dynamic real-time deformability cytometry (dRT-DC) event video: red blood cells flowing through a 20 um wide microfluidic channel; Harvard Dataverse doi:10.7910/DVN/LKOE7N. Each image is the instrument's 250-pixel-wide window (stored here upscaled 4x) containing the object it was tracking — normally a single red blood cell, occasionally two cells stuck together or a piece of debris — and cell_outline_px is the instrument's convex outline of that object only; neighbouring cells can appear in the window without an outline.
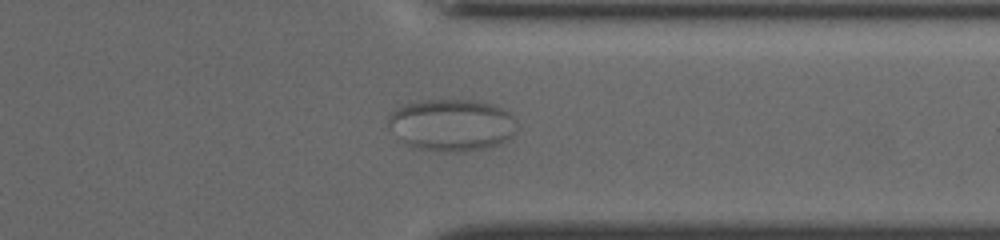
{"species": "common noctule bat (a hibernating species)", "species_latin": "Nyctalus noctula", "temperature_condition": "cold", "stored_images_in_passage": 41, "segment_of_instrument_passage": [2, 2], "camera_frame_rate_fps": 3000, "um_per_image_px": 0.085, "animal": {"sex": "female", "body_mass_g": 19.5, "forearm_length_mm": 54.1}, "frame": {"image": 1, "passage_image": 30, "time_ms": 9.667, "image_size_px": [1000, 240], "cell_outline_px": [[512, 140], [488, 148], [464, 152], [436, 152], [412, 148], [404, 140], [500, 132], [512, 132]], "centroid_in_image_um": [39.17, 12.1], "position_along_channel_um": 372.2, "area_um2": 10.29}}